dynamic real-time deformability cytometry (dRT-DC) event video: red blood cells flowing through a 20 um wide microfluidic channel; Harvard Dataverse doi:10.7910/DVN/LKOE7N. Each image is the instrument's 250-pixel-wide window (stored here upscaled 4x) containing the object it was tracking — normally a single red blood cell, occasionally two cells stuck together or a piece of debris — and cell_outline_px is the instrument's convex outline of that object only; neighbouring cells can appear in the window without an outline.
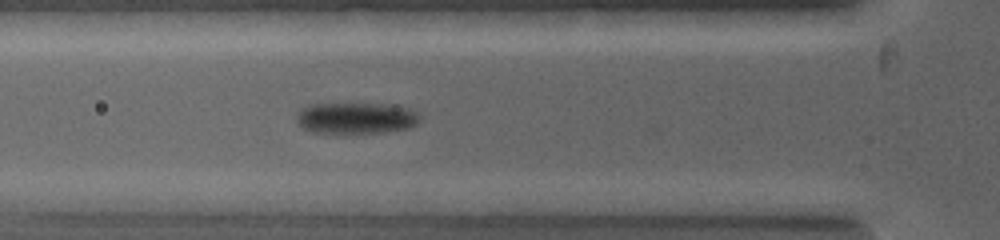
{"species": "common noctule bat (a hibernating species)", "species_latin": "Nyctalus noctula", "temperature_condition": "warm", "stored_images_in_passage": 8, "camera_frame_rate_fps": 5000, "um_per_image_px": 0.085, "animal": {"sex": "female", "body_mass_g": 19.0, "forearm_length_mm": 53.3}, "frame": {"image": 1, "passage_image": 5, "time_ms": 0.6, "image_size_px": [1000, 240], "cell_outline_px": [[420, 120], [416, 124], [408, 128], [384, 132], [312, 132], [300, 128], [296, 120], [296, 116], [304, 108], [316, 104], [376, 104], [404, 108], [420, 116]], "centroid_in_image_um": [30.2, 10.05], "position_along_channel_um": 95.6, "area_um2": 21.73}}